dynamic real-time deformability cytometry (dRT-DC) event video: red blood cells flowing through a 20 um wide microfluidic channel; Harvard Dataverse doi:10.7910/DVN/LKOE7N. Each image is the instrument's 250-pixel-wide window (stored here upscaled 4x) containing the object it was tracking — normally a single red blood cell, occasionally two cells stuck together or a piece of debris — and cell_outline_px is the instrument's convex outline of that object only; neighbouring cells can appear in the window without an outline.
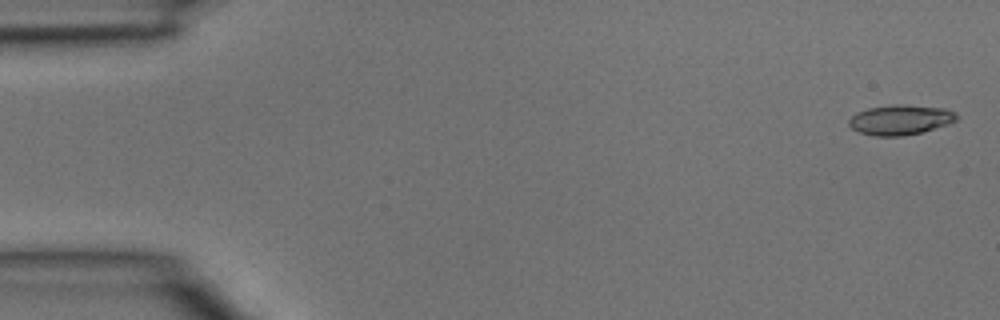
{"species": "common noctule bat (a hibernating species)", "species_latin": "Nyctalus noctula", "temperature_condition": "room temperature", "stored_images_in_passage": 3, "camera_frame_rate_fps": 3000, "um_per_image_px": 0.085, "animal": {"sex": "male", "body_mass_g": 15.6}, "frame": {"image": 1, "passage_image": 1, "time_ms": 0.0, "image_size_px": [1000, 320], "cell_outline_px": [[960, 116], [956, 120], [948, 124], [920, 132], [904, 136], [876, 136], [860, 132], [852, 128], [848, 124], [848, 120], [856, 112], [868, 108], [896, 104], [904, 104], [948, 108], [956, 112]], "centroid_in_image_um": [76.56, 10.17], "position_along_channel_um": 8.4, "area_um2": 18.96}}